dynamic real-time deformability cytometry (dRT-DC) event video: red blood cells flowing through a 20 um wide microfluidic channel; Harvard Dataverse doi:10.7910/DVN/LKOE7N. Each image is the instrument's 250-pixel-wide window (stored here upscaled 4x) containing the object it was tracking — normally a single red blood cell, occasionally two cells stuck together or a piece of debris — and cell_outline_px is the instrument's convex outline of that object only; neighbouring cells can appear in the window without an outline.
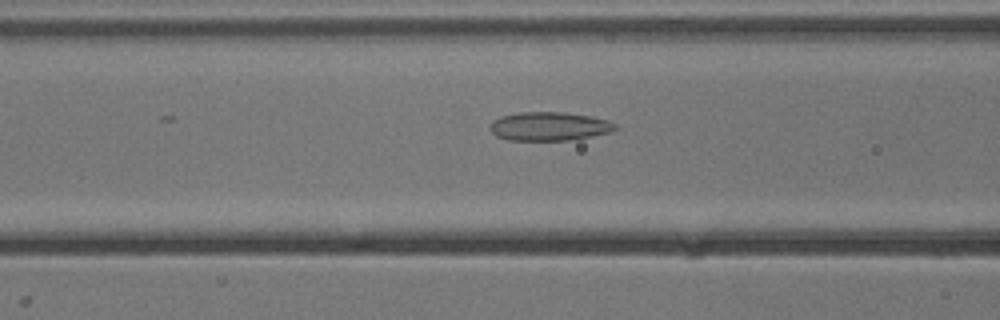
{"species": "common noctule bat (a hibernating species)", "species_latin": "Nyctalus noctula", "temperature_condition": "cold", "stored_images_in_passage": 22, "camera_frame_rate_fps": 3000, "um_per_image_px": 0.085, "animal": {"sex": "male", "body_mass_g": 13.3}, "frame": {"image": 1, "passage_image": 16, "time_ms": 5.0, "image_size_px": [1000, 320], "cell_outline_px": [[620, 128], [612, 132], [592, 136], [568, 140], [508, 140], [496, 136], [488, 128], [492, 120], [500, 116], [520, 112], [568, 112], [592, 116], [608, 120], [616, 124]], "centroid_in_image_um": [46.7, 10.73], "position_along_channel_um": 119.9, "area_um2": 21.27}}
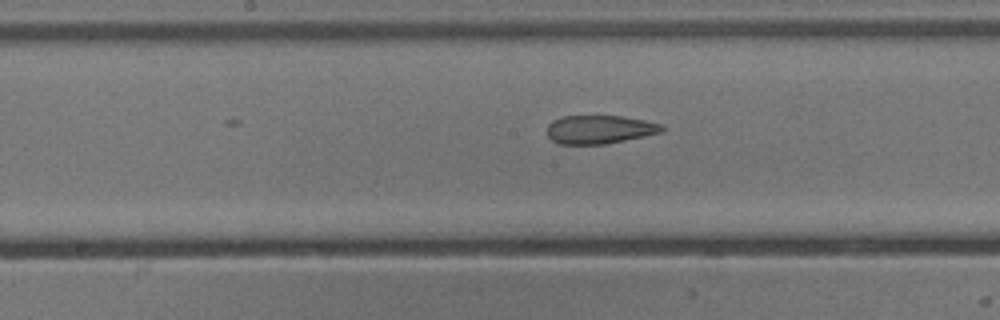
{"frame": {"image": 2, "passage_image": 22, "time_ms": 7.0, "image_size_px": [1000, 320], "cell_outline_px": [[664, 132], [604, 144], [560, 144], [552, 140], [548, 136], [548, 124], [552, 120], [560, 116], [624, 116], [664, 124]], "centroid_in_image_um": [50.98, 10.99], "position_along_channel_um": 197.2, "area_um2": 19.13}}